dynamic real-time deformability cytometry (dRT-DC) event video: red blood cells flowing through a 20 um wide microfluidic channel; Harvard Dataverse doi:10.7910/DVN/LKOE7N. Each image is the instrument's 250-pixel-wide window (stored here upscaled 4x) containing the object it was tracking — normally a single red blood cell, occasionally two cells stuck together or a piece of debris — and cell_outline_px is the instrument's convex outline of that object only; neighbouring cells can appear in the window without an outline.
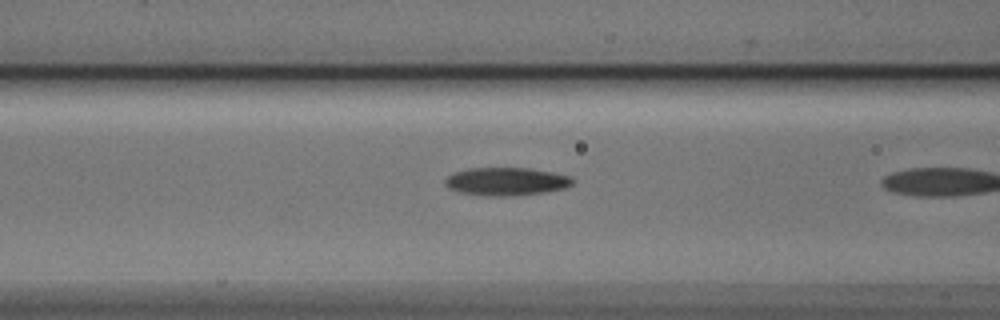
{"species": "Egyptian fruit bat (a non-hibernating species)", "species_latin": "Rousettus aegyptiacus", "temperature_condition": "cold", "stored_images_in_passage": 7, "camera_frame_rate_fps": 3000, "um_per_image_px": 0.085, "animal": {"sex": "male"}, "frame": {"image": 1, "passage_image": 6, "time_ms": 1.667, "image_size_px": [1000, 320], "cell_outline_px": [[576, 180], [572, 184], [564, 188], [544, 192], [512, 196], [484, 196], [460, 192], [448, 188], [444, 184], [444, 180], [452, 172], [468, 168], [532, 168], [552, 172], [568, 176]], "centroid_in_image_um": [43.0, 15.42], "position_along_channel_um": 123.6, "area_um2": 20.98}}